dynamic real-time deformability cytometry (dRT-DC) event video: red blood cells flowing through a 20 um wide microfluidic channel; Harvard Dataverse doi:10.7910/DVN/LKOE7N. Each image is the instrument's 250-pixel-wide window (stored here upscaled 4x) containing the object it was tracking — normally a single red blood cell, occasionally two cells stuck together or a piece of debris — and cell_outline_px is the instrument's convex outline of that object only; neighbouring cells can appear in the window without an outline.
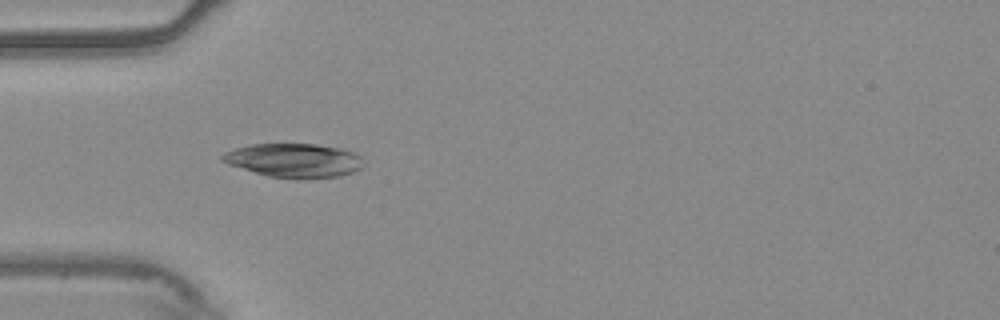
{"species": "common noctule bat (a hibernating species)", "species_latin": "Nyctalus noctula", "temperature_condition": "warm", "stored_images_in_passage": 38, "camera_frame_rate_fps": 3000, "um_per_image_px": 0.085, "animal": {"sex": "male", "body_mass_g": 20.4}, "frame": {"image": 1, "passage_image": 1, "time_ms": 0.0, "image_size_px": [1000, 320], "cell_outline_px": [[364, 164], [360, 168], [352, 172], [340, 176], [300, 180], [296, 180], [268, 176], [228, 164], [220, 160], [220, 156], [224, 152], [236, 148], [252, 144], [316, 144], [340, 148], [356, 152], [360, 156]], "centroid_in_image_um": [25.0, 13.65], "position_along_channel_um": 60.0, "area_um2": 28.21}}
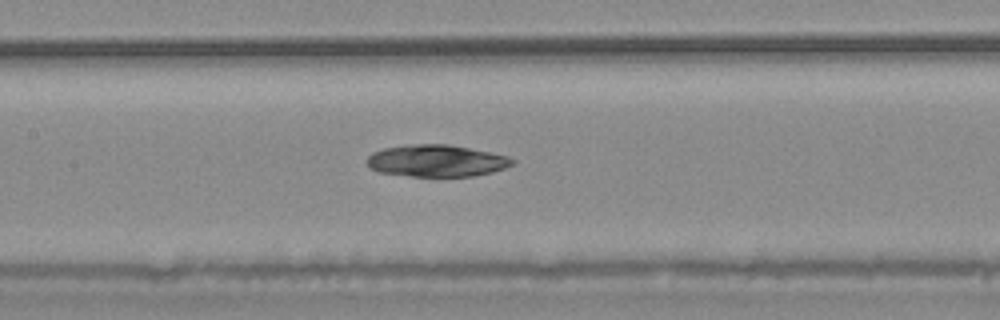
{"frame": {"image": 2, "passage_image": 10, "time_ms": 3.0, "image_size_px": [1000, 320], "cell_outline_px": [[516, 160], [512, 164], [504, 168], [492, 172], [472, 176], [412, 176], [380, 172], [368, 168], [364, 160], [372, 152], [384, 148], [408, 144], [448, 144], [508, 156]], "centroid_in_image_um": [37.04, 13.66], "position_along_channel_um": 170.4, "area_um2": 27.05}}
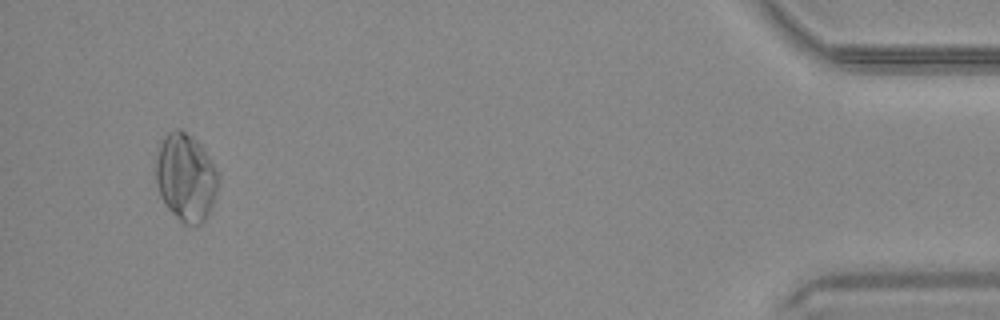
{"frame": {"image": 3, "passage_image": 36, "time_ms": 11.667, "image_size_px": [1000, 320], "cell_outline_px": [[220, 180], [212, 208], [204, 224], [184, 224], [164, 204], [160, 196], [156, 184], [156, 148], [160, 140], [168, 132], [176, 128], [180, 128], [192, 136], [200, 144], [216, 168]], "centroid_in_image_um": [15.79, 15.06], "position_along_channel_um": 419.4, "area_um2": 32.43}}